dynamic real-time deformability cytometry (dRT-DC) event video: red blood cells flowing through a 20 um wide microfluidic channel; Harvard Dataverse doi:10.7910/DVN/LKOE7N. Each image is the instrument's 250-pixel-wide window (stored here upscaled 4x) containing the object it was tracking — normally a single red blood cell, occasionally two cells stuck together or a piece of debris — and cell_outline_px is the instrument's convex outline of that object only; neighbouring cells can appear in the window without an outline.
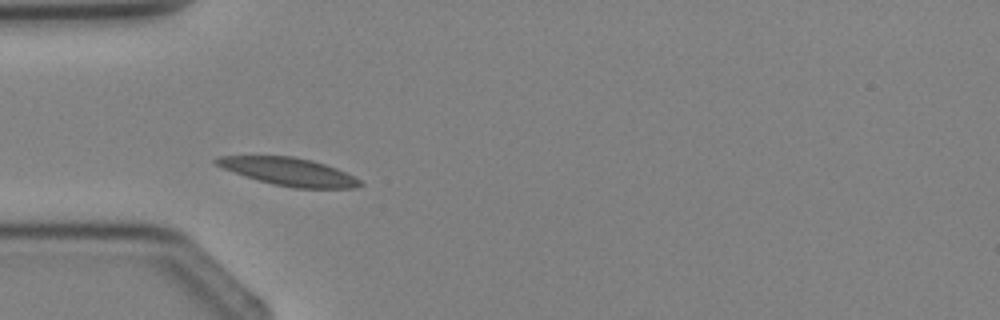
{"species": "Egyptian fruit bat (a non-hibernating species)", "species_latin": "Rousettus aegyptiacus", "temperature_condition": "cold", "stored_images_in_passage": 5, "camera_frame_rate_fps": 3000, "um_per_image_px": 0.085, "animal": {"sex": "female"}, "frame": {"image": 1, "passage_image": 4, "time_ms": 3.667, "image_size_px": [1000, 320], "cell_outline_px": [[364, 184], [356, 188], [296, 188], [272, 184], [244, 176], [224, 168], [216, 164], [212, 160], [220, 156], [292, 156], [312, 160], [336, 168], [360, 180]], "centroid_in_image_um": [24.55, 14.59], "position_along_channel_um": 60.4, "area_um2": 23.06}}
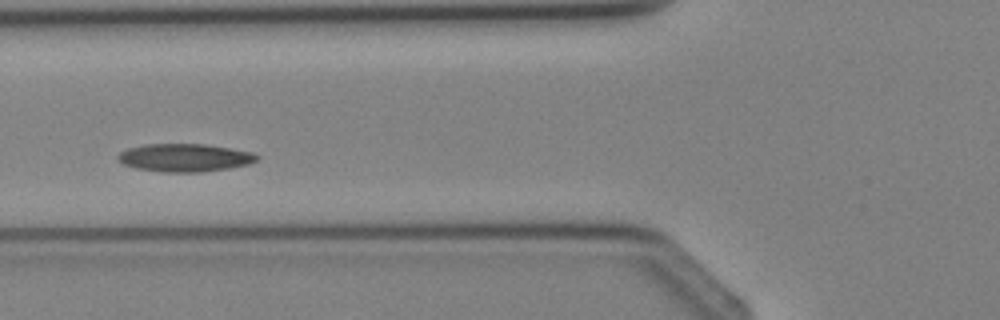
{"frame": {"image": 2, "passage_image": 5, "time_ms": 4.667, "image_size_px": [1000, 320], "cell_outline_px": [[260, 156], [256, 160], [248, 164], [228, 168], [200, 172], [160, 172], [136, 168], [124, 164], [116, 156], [120, 152], [128, 148], [144, 144], [204, 144], [252, 152]], "centroid_in_image_um": [15.68, 13.4], "position_along_channel_um": 110.1, "area_um2": 22.48}}